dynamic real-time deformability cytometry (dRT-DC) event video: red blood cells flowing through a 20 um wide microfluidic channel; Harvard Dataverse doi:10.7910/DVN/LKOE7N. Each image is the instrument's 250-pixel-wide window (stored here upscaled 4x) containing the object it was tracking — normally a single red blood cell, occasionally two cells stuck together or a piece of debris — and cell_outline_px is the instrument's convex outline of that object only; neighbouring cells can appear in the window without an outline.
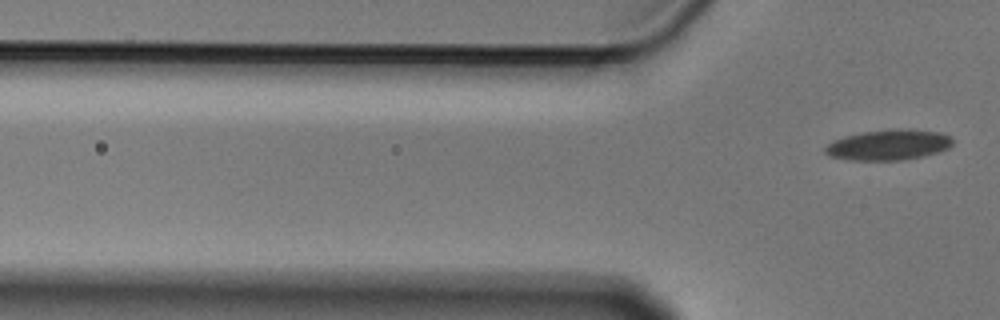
{"species": "Egyptian fruit bat (a non-hibernating species)", "species_latin": "Rousettus aegyptiacus", "temperature_condition": "cold", "stored_images_in_passage": 7, "segment_of_instrument_passage": [2, 2], "camera_frame_rate_fps": 3000, "um_per_image_px": 0.085, "animal": {"sex": "male"}, "frame": {"image": 1, "passage_image": 7, "time_ms": 2.0, "image_size_px": [1000, 320], "cell_outline_px": [[952, 144], [948, 148], [924, 156], [904, 160], [848, 160], [828, 156], [824, 152], [824, 148], [832, 140], [844, 136], [860, 132], [900, 128], [908, 128], [940, 132], [952, 136]], "centroid_in_image_um": [75.51, 12.3], "position_along_channel_um": 50.3, "area_um2": 23.0}}